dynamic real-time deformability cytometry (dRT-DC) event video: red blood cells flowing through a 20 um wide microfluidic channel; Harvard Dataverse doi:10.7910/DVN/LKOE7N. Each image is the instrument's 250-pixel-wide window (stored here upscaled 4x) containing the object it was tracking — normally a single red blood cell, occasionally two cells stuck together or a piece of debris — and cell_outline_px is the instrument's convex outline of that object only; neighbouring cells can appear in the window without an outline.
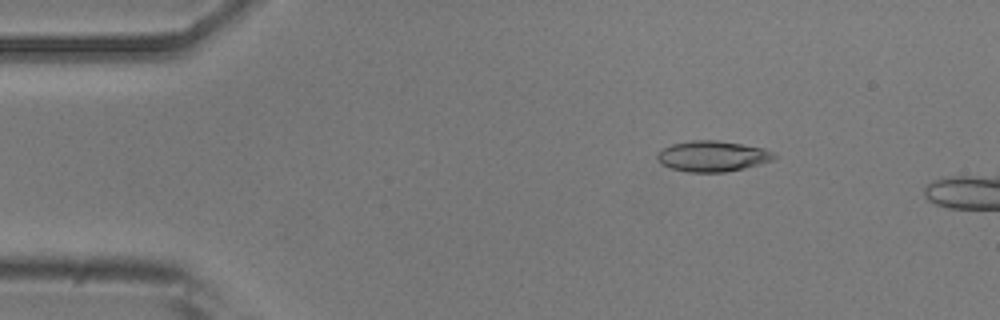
{"species": "common noctule bat (a hibernating species)", "species_latin": "Nyctalus noctula", "temperature_condition": "room temperature", "stored_images_in_passage": 5, "camera_frame_rate_fps": 3000, "um_per_image_px": 0.085, "animal": {"sex": "male", "body_mass_g": 20.5, "forearm_length_mm": 52.5}, "frame": {"image": 1, "passage_image": 3, "time_ms": 2.333, "image_size_px": [1000, 320], "cell_outline_px": [[776, 156], [772, 160], [760, 164], [744, 168], [724, 172], [688, 172], [672, 168], [660, 164], [656, 160], [656, 152], [672, 144], [692, 140], [716, 140], [764, 148], [772, 152]], "centroid_in_image_um": [60.51, 13.28], "position_along_channel_um": 24.5, "area_um2": 20.87}}